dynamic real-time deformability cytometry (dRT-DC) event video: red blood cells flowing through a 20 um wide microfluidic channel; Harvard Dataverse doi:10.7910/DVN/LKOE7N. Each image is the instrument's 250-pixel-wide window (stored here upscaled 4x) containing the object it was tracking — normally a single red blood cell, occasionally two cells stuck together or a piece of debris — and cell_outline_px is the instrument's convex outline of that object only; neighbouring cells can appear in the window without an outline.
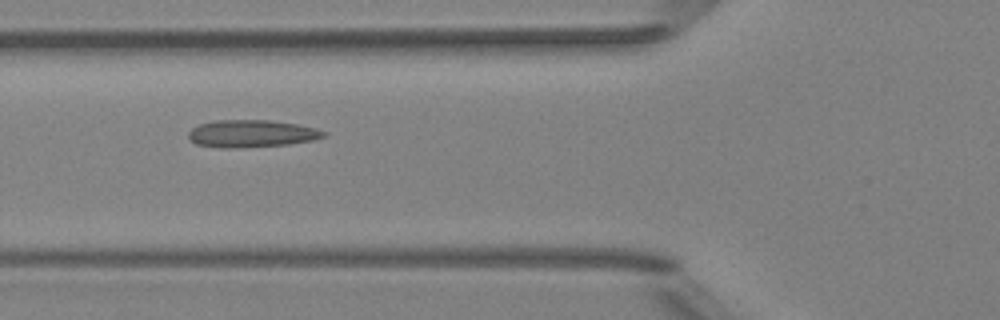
{"species": "Egyptian fruit bat (a non-hibernating species)", "species_latin": "Rousettus aegyptiacus", "temperature_condition": "room temperature", "stored_images_in_passage": 4, "camera_frame_rate_fps": 3000, "um_per_image_px": 0.085, "animal": {"sex": "female"}, "frame": {"image": 1, "passage_image": 3, "time_ms": 2.333, "image_size_px": [1000, 320], "cell_outline_px": [[328, 136], [312, 140], [288, 144], [240, 148], [220, 148], [196, 144], [188, 140], [188, 132], [192, 128], [200, 124], [212, 120], [268, 120], [296, 124], [316, 128], [328, 132]], "centroid_in_image_um": [21.37, 11.36], "position_along_channel_um": 104.4, "area_um2": 21.79}}
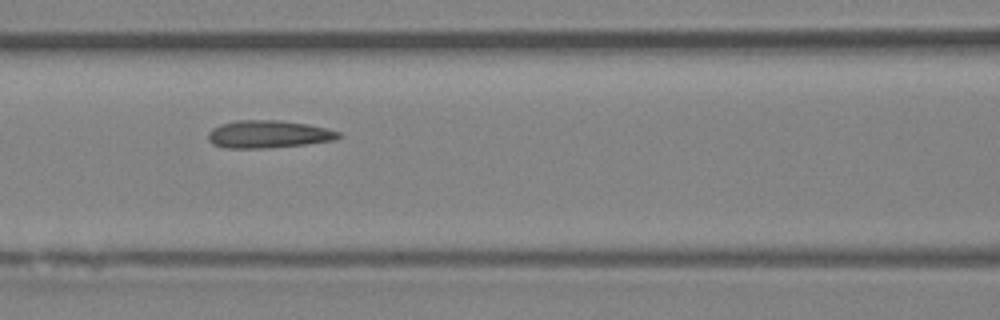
{"frame": {"image": 2, "passage_image": 4, "time_ms": 3.333, "image_size_px": [1000, 320], "cell_outline_px": [[340, 136], [336, 140], [304, 144], [268, 148], [224, 148], [212, 144], [208, 140], [208, 132], [212, 128], [220, 124], [236, 120], [280, 120], [308, 124], [340, 132]], "centroid_in_image_um": [22.76, 11.41], "position_along_channel_um": 143.8, "area_um2": 21.04}}